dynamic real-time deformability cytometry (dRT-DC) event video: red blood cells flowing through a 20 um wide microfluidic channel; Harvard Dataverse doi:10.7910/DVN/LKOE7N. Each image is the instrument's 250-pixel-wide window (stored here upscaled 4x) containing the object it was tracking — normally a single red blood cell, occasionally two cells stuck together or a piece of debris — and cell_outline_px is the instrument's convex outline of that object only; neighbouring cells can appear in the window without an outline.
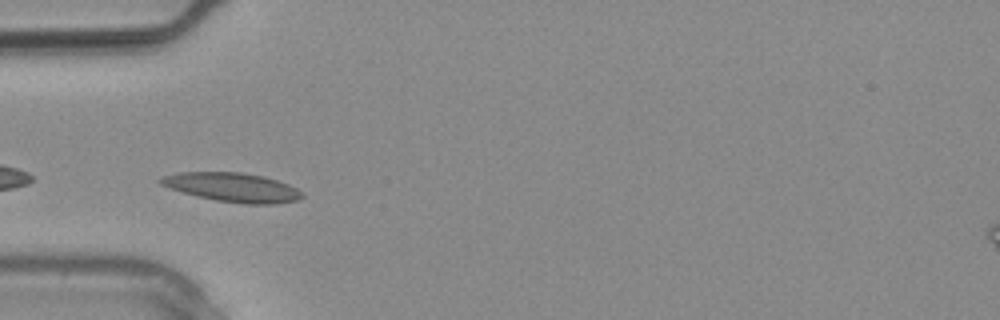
{"species": "common noctule bat (a hibernating species)", "species_latin": "Nyctalus noctula", "temperature_condition": "warm", "stored_images_in_passage": 2, "camera_frame_rate_fps": 3000, "um_per_image_px": 0.085, "animal": {"sex": "male", "body_mass_g": 20.4}, "frame": {"image": 1, "passage_image": 2, "time_ms": 0.333, "image_size_px": [1000, 320], "cell_outline_px": [[304, 196], [300, 200], [272, 204], [244, 204], [216, 200], [196, 196], [168, 188], [160, 184], [156, 180], [164, 176], [180, 172], [240, 172], [264, 176], [288, 184], [304, 192]], "centroid_in_image_um": [19.77, 15.92], "position_along_channel_um": 65.2, "area_um2": 24.1}}